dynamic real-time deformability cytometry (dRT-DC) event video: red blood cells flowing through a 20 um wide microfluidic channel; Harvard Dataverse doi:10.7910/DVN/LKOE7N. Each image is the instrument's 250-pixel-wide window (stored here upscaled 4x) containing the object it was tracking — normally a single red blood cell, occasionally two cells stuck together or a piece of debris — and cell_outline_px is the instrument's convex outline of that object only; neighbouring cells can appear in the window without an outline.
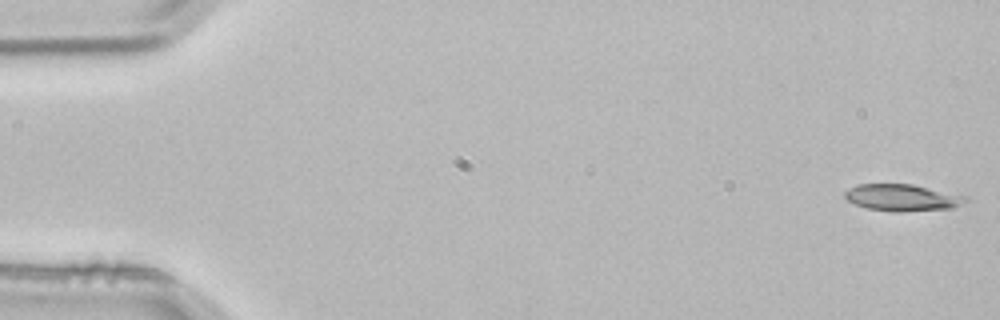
{"species": "common noctule bat (a hibernating species)", "species_latin": "Nyctalus noctula", "temperature_condition": "room temperature", "stored_images_in_passage": 53, "camera_frame_rate_fps": 3000, "um_per_image_px": 0.085, "animal": {"sex": "male", "body_mass_g": 21.5, "forearm_length_mm": 52.0}, "frame": {"image": 1, "passage_image": 1, "time_ms": 0.0, "image_size_px": [1000, 320], "cell_outline_px": [[968, 200], [952, 208], [900, 212], [896, 212], [868, 208], [856, 204], [848, 200], [844, 196], [844, 192], [848, 188], [856, 184], [912, 184], [968, 196]], "centroid_in_image_um": [76.69, 16.79], "position_along_channel_um": 8.3, "area_um2": 18.79}}
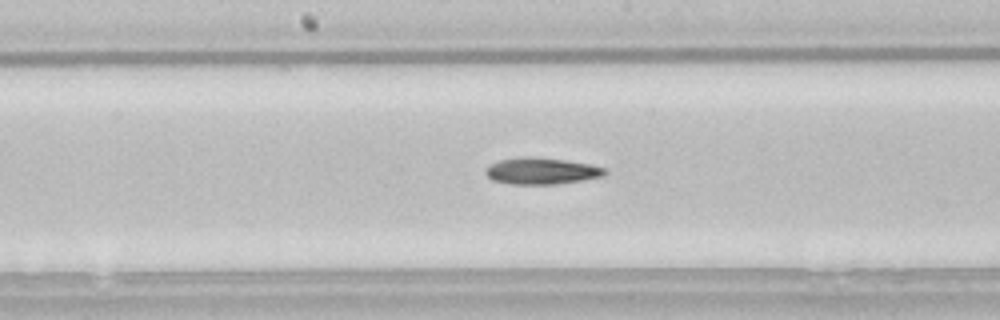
{"frame": {"image": 2, "passage_image": 27, "time_ms": 8.667, "image_size_px": [1000, 320], "cell_outline_px": [[608, 172], [604, 176], [584, 180], [556, 184], [512, 184], [492, 180], [484, 172], [484, 168], [488, 164], [500, 160], [524, 156], [532, 156], [564, 160], [592, 164], [608, 168]], "centroid_in_image_um": [46.05, 14.53], "position_along_channel_um": 202.2, "area_um2": 18.79}}
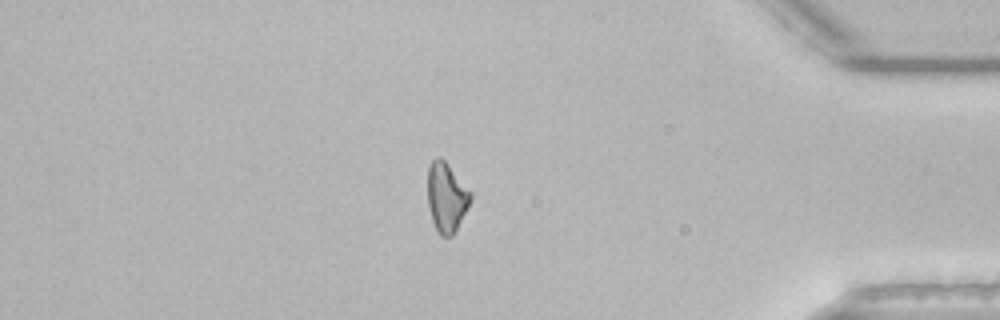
{"frame": {"image": 3, "passage_image": 45, "time_ms": 14.667, "image_size_px": [1000, 320], "cell_outline_px": [[472, 200], [456, 232], [452, 236], [440, 236], [432, 220], [428, 204], [428, 168], [432, 160], [436, 156], [440, 156], [448, 164], [472, 192]], "centroid_in_image_um": [37.97, 16.77], "position_along_channel_um": 397.2, "area_um2": 17.57}}